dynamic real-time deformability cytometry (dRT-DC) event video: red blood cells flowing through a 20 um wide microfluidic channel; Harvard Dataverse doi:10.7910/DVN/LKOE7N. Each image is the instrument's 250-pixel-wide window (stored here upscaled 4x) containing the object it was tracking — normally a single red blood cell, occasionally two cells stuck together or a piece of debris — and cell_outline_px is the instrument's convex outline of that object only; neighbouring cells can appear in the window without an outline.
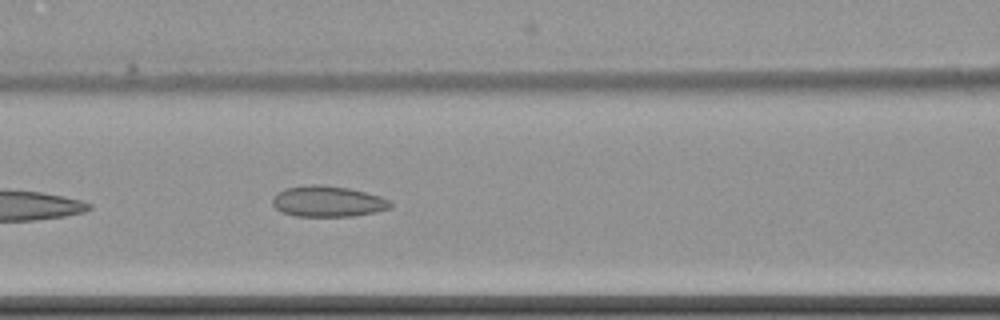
{"species": "common noctule bat (a hibernating species)", "species_latin": "Nyctalus noctula", "temperature_condition": "cold", "stored_images_in_passage": 7, "camera_frame_rate_fps": 3000, "um_per_image_px": 0.085, "animal": {"sex": "female", "body_mass_g": 22.7, "forearm_length_mm": 54.2}, "frame": {"image": 1, "passage_image": 7, "time_ms": 8.333, "image_size_px": [1000, 320], "cell_outline_px": [[392, 204], [388, 208], [372, 212], [352, 216], [296, 216], [284, 212], [276, 208], [272, 204], [272, 196], [276, 192], [284, 188], [312, 184], [316, 184], [348, 188], [380, 196], [392, 200]], "centroid_in_image_um": [27.82, 17.11], "position_along_channel_um": 138.8, "area_um2": 21.1}}